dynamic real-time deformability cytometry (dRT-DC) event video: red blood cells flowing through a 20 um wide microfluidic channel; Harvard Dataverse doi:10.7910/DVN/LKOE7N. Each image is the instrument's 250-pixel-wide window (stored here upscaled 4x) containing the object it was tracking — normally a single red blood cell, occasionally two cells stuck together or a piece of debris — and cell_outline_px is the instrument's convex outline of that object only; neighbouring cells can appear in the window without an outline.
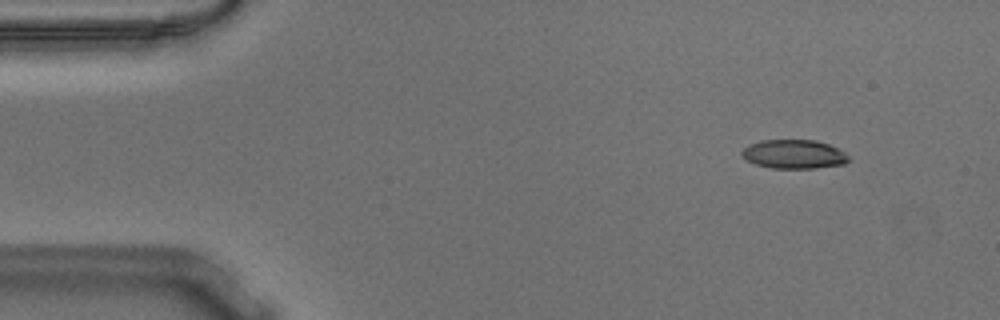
{"species": "Egyptian fruit bat (a non-hibernating species)", "species_latin": "Rousettus aegyptiacus", "temperature_condition": "warm", "stored_images_in_passage": 50, "camera_frame_rate_fps": 3000, "um_per_image_px": 0.085, "animal": {"sex": "male"}, "frame": {"image": 1, "passage_image": 1, "time_ms": 0.0, "image_size_px": [1000, 320], "cell_outline_px": [[848, 160], [844, 164], [816, 168], [772, 168], [756, 164], [748, 160], [740, 152], [748, 144], [760, 140], [816, 140], [828, 144], [844, 152], [848, 156]], "centroid_in_image_um": [67.47, 13.1], "position_along_channel_um": 17.5, "area_um2": 17.86}}
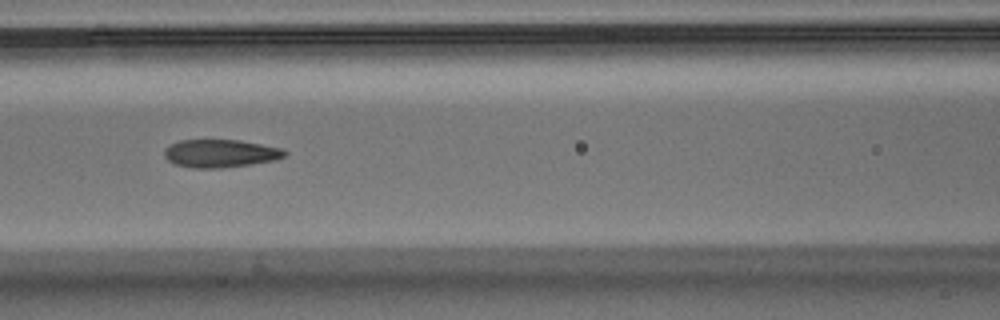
{"frame": {"image": 2, "passage_image": 19, "time_ms": 6.0, "image_size_px": [1000, 320], "cell_outline_px": [[288, 152], [284, 156], [276, 160], [220, 168], [192, 168], [176, 164], [168, 160], [164, 156], [164, 148], [180, 140], [240, 140], [284, 148]], "centroid_in_image_um": [18.75, 13.03], "position_along_channel_um": 147.9, "area_um2": 19.59}}
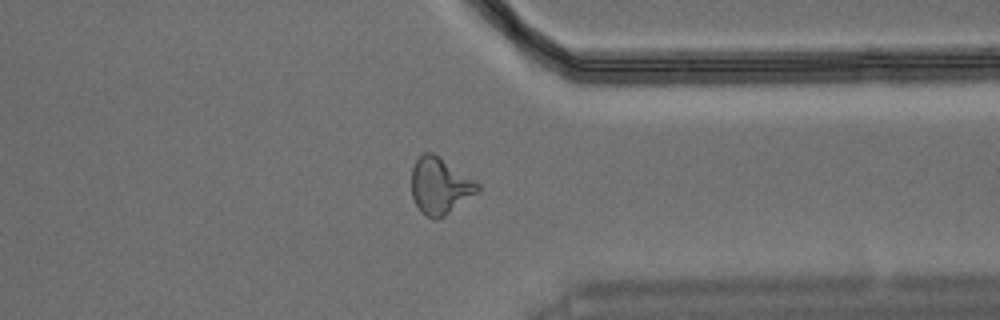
{"frame": {"image": 3, "passage_image": 38, "time_ms": 12.333, "image_size_px": [1000, 320], "cell_outline_px": [[480, 188], [476, 192], [444, 216], [436, 220], [432, 220], [420, 212], [412, 196], [412, 168], [416, 160], [424, 152], [432, 152], [476, 180], [480, 184]], "centroid_in_image_um": [37.37, 15.8], "position_along_channel_um": 374.0, "area_um2": 21.56}, "authors_computed_cell_mechanics": {"area_um2": 19.6809, "velocity_mm_per_s": 3.639, "shape_relaxation_time_tau1_ms": 5.3896, "shape_relaxation_time_tau2_ms": 1.6619, "deformation_change_tau1": 0.207, "deformation_change_tau2": 0.1058}}